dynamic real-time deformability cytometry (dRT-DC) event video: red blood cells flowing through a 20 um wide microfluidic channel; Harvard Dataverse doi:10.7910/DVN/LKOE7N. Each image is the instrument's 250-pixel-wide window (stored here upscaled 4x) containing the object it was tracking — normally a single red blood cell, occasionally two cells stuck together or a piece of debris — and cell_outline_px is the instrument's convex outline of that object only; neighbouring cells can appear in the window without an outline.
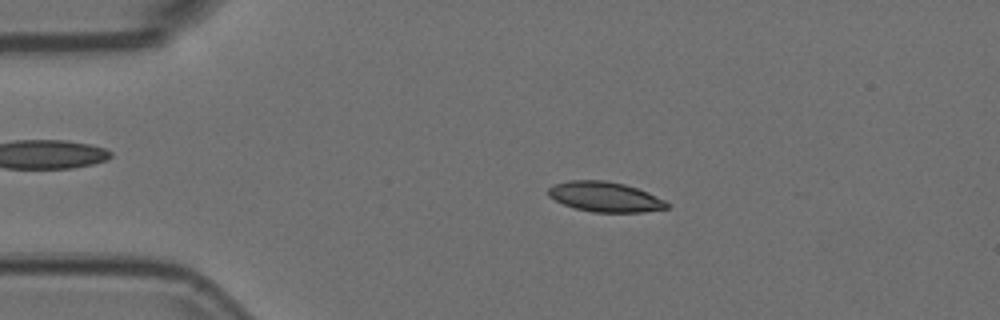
{"species": "Egyptian fruit bat (a non-hibernating species)", "species_latin": "Rousettus aegyptiacus", "temperature_condition": "room temperature", "stored_images_in_passage": 51, "camera_frame_rate_fps": 3000, "um_per_image_px": 0.085, "animal": {"sex": "female"}, "frame": {"image": 1, "passage_image": 10, "time_ms": 3.0, "image_size_px": [1000, 320], "cell_outline_px": [[668, 208], [644, 212], [592, 212], [576, 208], [564, 204], [548, 196], [548, 188], [556, 184], [568, 180], [604, 180], [624, 184], [648, 192], [664, 200], [668, 204]], "centroid_in_image_um": [51.42, 16.73], "position_along_channel_um": 33.6, "area_um2": 20.58}}
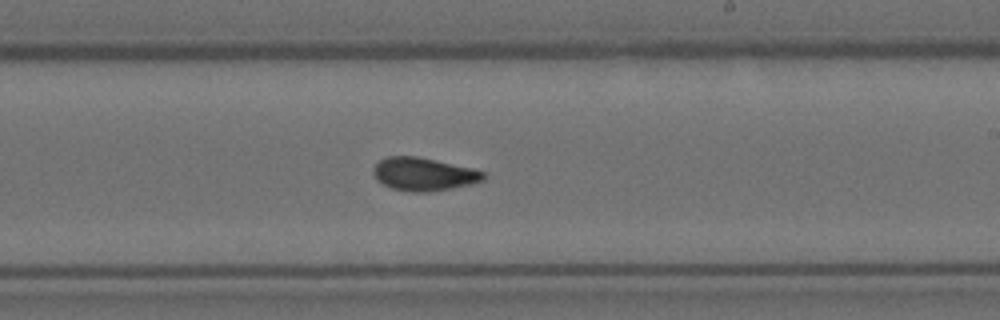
{"frame": {"image": 2, "passage_image": 31, "time_ms": 10.0, "image_size_px": [1000, 320], "cell_outline_px": [[484, 180], [472, 184], [424, 192], [412, 192], [392, 188], [376, 180], [372, 172], [372, 168], [380, 160], [388, 156], [416, 156], [472, 168], [484, 172]], "centroid_in_image_um": [35.97, 14.79], "position_along_channel_um": 253.0, "area_um2": 20.98}}
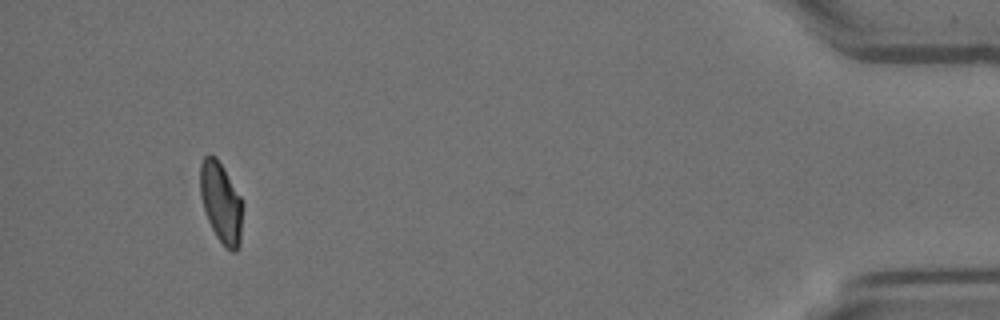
{"frame": {"image": 3, "passage_image": 50, "time_ms": 16.333, "image_size_px": [1000, 320], "cell_outline_px": [[240, 244], [236, 252], [232, 252], [216, 236], [204, 212], [200, 196], [200, 164], [204, 156], [208, 152], [216, 156], [240, 196]], "centroid_in_image_um": [18.73, 17.16], "position_along_channel_um": 416.5, "area_um2": 19.48}, "authors_computed_cell_mechanics": {"area_um2": 20.519, "velocity_mm_per_s": 3.7177, "shape_relaxation_time_tau1_ms": null, "shape_relaxation_time_tau2_ms": 1.7648, "deformation_change_tau1": null, "deformation_change_tau2": 0.0536}}